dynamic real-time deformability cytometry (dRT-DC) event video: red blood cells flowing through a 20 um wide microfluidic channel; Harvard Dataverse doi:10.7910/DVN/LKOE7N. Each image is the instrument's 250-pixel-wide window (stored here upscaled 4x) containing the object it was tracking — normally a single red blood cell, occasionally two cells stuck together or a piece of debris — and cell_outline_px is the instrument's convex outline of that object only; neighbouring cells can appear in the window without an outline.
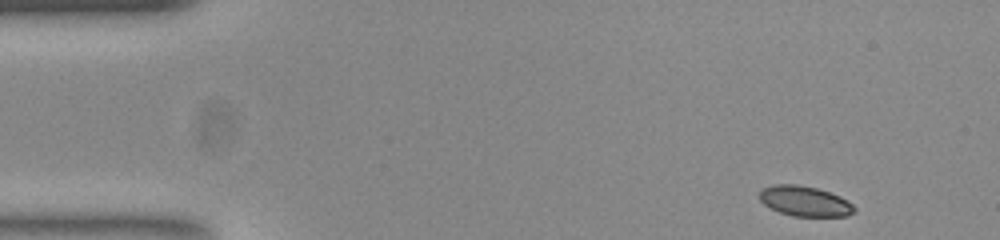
{"species": "common noctule bat (a hibernating species)", "species_latin": "Nyctalus noctula", "temperature_condition": "room temperature", "stored_images_in_passage": 50, "camera_frame_rate_fps": 3000, "um_per_image_px": 0.085, "animal": {"sex": "female", "body_mass_g": 23.0, "forearm_length_mm": 53.4}, "frame": {"image": 1, "passage_image": 1, "time_ms": 0.0, "image_size_px": [1000, 240], "cell_outline_px": [[856, 212], [848, 216], [792, 216], [780, 212], [764, 204], [760, 200], [760, 192], [764, 188], [772, 184], [796, 184], [816, 188], [840, 196], [852, 204], [856, 208]], "centroid_in_image_um": [68.43, 17.1], "position_along_channel_um": 16.6, "area_um2": 16.59}}
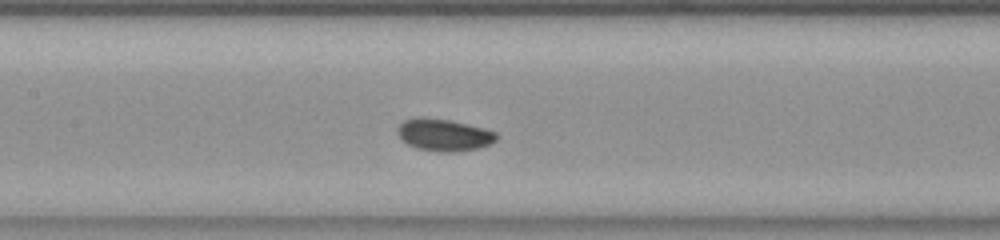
{"frame": {"image": 2, "passage_image": 21, "time_ms": 6.667, "image_size_px": [1000, 240], "cell_outline_px": [[500, 136], [492, 144], [476, 148], [452, 152], [440, 152], [416, 148], [408, 144], [396, 132], [396, 128], [404, 120], [416, 116], [424, 116], [452, 120], [484, 128], [496, 132]], "centroid_in_image_um": [37.74, 11.44], "position_along_channel_um": 169.7, "area_um2": 18.79}}
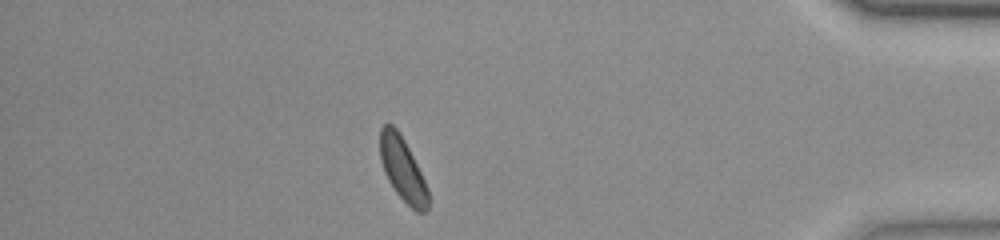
{"frame": {"image": 3, "passage_image": 43, "time_ms": 14.0, "image_size_px": [1000, 240], "cell_outline_px": [[428, 208], [424, 212], [416, 212], [396, 192], [388, 180], [384, 172], [380, 160], [380, 128], [384, 124], [392, 124], [396, 128], [404, 140], [428, 188]], "centroid_in_image_um": [34.2, 14.38], "position_along_channel_um": 401.0, "area_um2": 17.51}, "authors_computed_cell_mechanics": {"area_um2": 17.8891, "velocity_mm_per_s": 3.7612, "shape_relaxation_time_tau1_ms": 4.4782, "shape_relaxation_time_tau2_ms": null, "deformation_change_tau1": 0.108, "deformation_change_tau2": null}}